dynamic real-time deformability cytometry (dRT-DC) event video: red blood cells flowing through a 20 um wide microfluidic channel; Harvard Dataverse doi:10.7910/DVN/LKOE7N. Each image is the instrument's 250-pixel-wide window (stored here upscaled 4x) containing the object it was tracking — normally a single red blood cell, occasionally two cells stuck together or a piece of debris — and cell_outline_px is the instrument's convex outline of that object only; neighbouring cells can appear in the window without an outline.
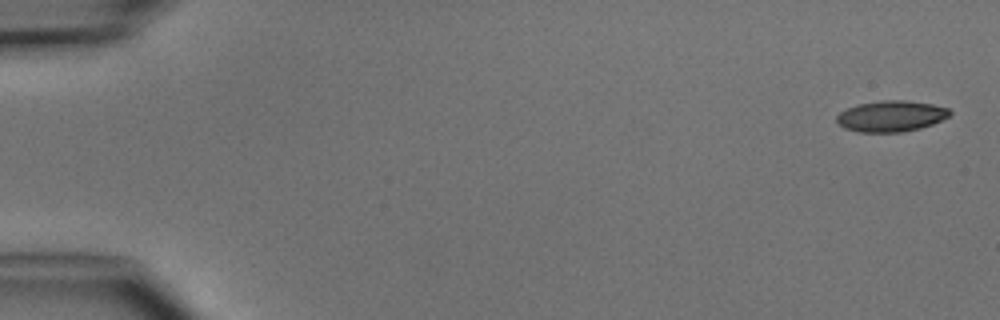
{"species": "common noctule bat (a hibernating species)", "species_latin": "Nyctalus noctula", "temperature_condition": "cold", "stored_images_in_passage": 6, "camera_frame_rate_fps": 3000, "um_per_image_px": 0.085, "animal": {"sex": "male", "body_mass_g": 15.6}, "frame": {"image": 1, "passage_image": 1, "time_ms": 0.0, "image_size_px": [1000, 320], "cell_outline_px": [[952, 112], [948, 116], [932, 124], [920, 128], [904, 132], [860, 132], [844, 128], [836, 120], [836, 116], [840, 112], [848, 108], [860, 104], [880, 100], [904, 100], [932, 104], [948, 108]], "centroid_in_image_um": [75.74, 9.87], "position_along_channel_um": 9.3, "area_um2": 20.29}}
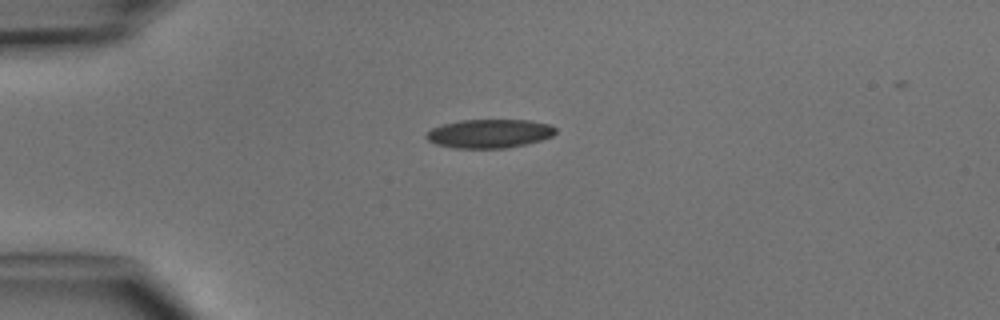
{"frame": {"image": 2, "passage_image": 4, "time_ms": 3.667, "image_size_px": [1000, 320], "cell_outline_px": [[556, 132], [552, 136], [540, 140], [508, 148], [452, 148], [436, 144], [428, 140], [424, 136], [432, 128], [444, 124], [460, 120], [528, 120], [548, 124], [556, 128]], "centroid_in_image_um": [41.58, 11.35], "position_along_channel_um": 43.4, "area_um2": 21.56}}